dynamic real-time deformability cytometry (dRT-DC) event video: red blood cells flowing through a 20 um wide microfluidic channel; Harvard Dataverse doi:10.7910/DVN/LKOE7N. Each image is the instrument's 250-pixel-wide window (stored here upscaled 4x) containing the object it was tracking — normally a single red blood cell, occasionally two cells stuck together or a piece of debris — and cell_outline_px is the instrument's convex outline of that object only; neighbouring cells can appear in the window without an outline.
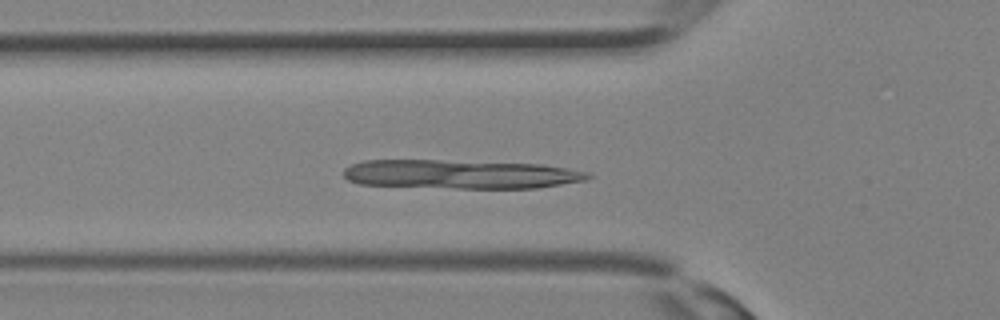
{"species": "Egyptian fruit bat (a non-hibernating species)", "species_latin": "Rousettus aegyptiacus", "temperature_condition": "room temperature", "stored_images_in_passage": 21, "camera_frame_rate_fps": 3000, "um_per_image_px": 0.085, "animal": {"sex": "female"}, "frame": {"image": 1, "passage_image": 9, "time_ms": 2.667, "image_size_px": [1000, 320], "cell_outline_px": [[596, 176], [588, 180], [540, 188], [456, 188], [360, 184], [348, 180], [344, 176], [344, 168], [352, 164], [364, 160], [436, 160], [540, 164], [568, 168], [588, 172]], "centroid_in_image_um": [39.21, 14.81], "position_along_channel_um": 86.6, "area_um2": 41.33}}
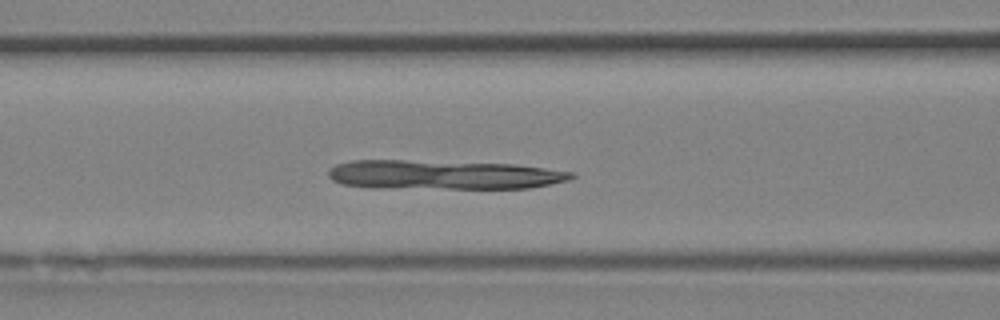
{"frame": {"image": 2, "passage_image": 11, "time_ms": 3.333, "image_size_px": [1000, 320], "cell_outline_px": [[576, 176], [568, 180], [528, 188], [372, 188], [340, 184], [332, 180], [328, 176], [328, 168], [336, 164], [352, 160], [404, 160], [516, 164], [576, 172]], "centroid_in_image_um": [37.64, 14.85], "position_along_channel_um": 129.0, "area_um2": 41.67}}